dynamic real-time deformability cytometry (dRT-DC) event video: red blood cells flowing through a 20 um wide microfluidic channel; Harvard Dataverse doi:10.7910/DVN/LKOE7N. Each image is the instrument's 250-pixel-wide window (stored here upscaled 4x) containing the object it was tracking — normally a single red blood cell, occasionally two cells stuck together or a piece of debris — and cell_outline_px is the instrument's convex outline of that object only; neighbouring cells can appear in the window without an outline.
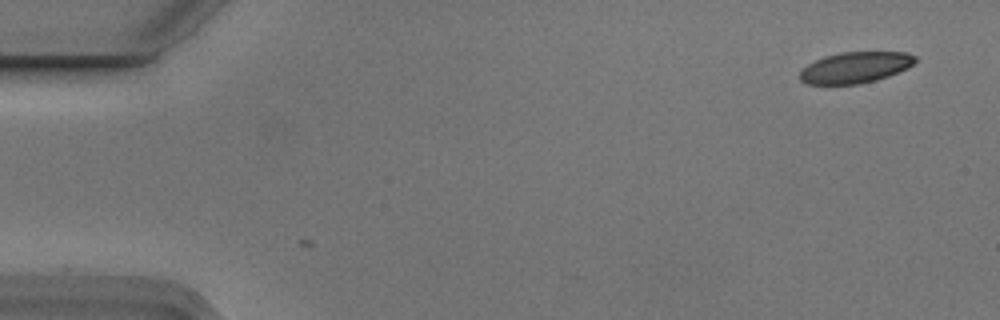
{"species": "Egyptian fruit bat (a non-hibernating species)", "species_latin": "Rousettus aegyptiacus", "temperature_condition": "cold", "stored_images_in_passage": 5, "camera_frame_rate_fps": 3000, "um_per_image_px": 0.085, "animal": {"sex": "male"}, "frame": {"image": 1, "passage_image": 1, "time_ms": 0.0, "image_size_px": [1000, 320], "cell_outline_px": [[916, 60], [908, 68], [888, 76], [876, 80], [856, 84], [808, 84], [800, 80], [800, 72], [808, 64], [824, 56], [840, 52], [904, 52], [916, 56]], "centroid_in_image_um": [72.7, 5.73], "position_along_channel_um": 12.3, "area_um2": 20.75}}
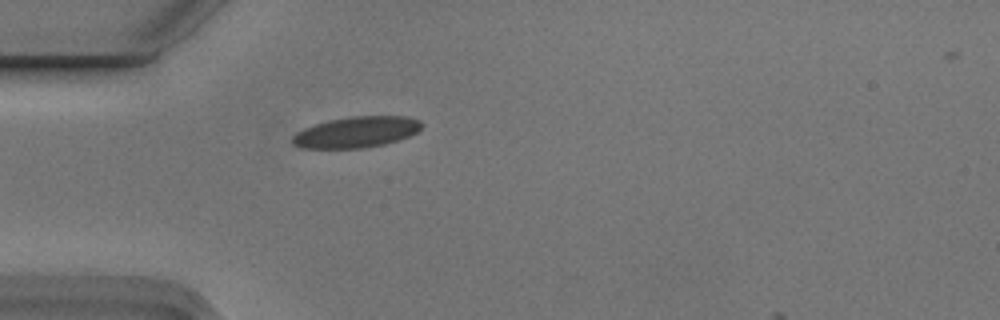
{"frame": {"image": 2, "passage_image": 4, "time_ms": 1.0, "image_size_px": [1000, 320], "cell_outline_px": [[424, 124], [416, 132], [408, 136], [384, 144], [364, 148], [300, 148], [292, 144], [292, 136], [296, 132], [304, 128], [328, 120], [352, 116], [408, 116], [420, 120]], "centroid_in_image_um": [30.28, 11.22], "position_along_channel_um": 54.7, "area_um2": 23.35}}